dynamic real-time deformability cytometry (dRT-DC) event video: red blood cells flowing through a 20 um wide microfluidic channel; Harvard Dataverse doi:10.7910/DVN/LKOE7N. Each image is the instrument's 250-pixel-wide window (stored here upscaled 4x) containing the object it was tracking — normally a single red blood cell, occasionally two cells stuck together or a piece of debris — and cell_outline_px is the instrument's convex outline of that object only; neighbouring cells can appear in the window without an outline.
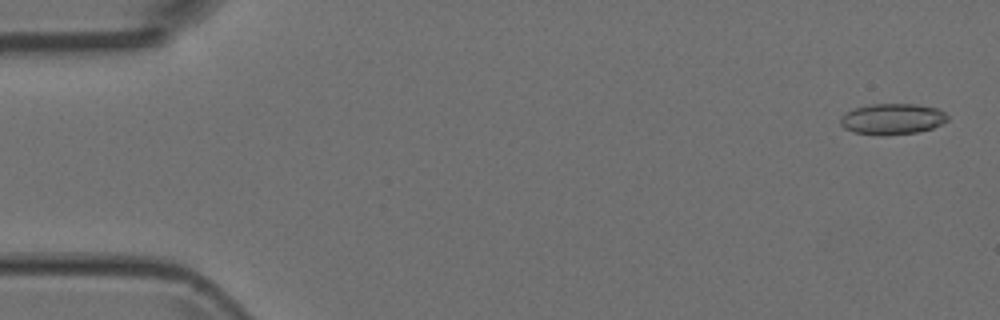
{"species": "Egyptian fruit bat (a non-hibernating species)", "species_latin": "Rousettus aegyptiacus", "temperature_condition": "room temperature", "stored_images_in_passage": 4, "camera_frame_rate_fps": 3000, "um_per_image_px": 0.085, "animal": {"sex": "female"}, "frame": {"image": 1, "passage_image": 1, "time_ms": 0.0, "image_size_px": [1000, 320], "cell_outline_px": [[948, 120], [932, 128], [916, 132], [888, 136], [880, 136], [852, 132], [844, 128], [840, 124], [840, 116], [856, 108], [872, 104], [916, 104], [936, 108], [944, 112], [948, 116]], "centroid_in_image_um": [75.83, 10.13], "position_along_channel_um": 9.2, "area_um2": 19.36}}
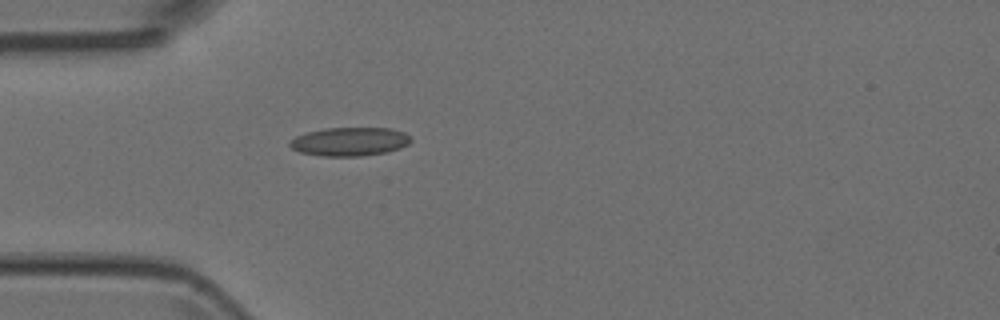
{"frame": {"image": 2, "passage_image": 4, "time_ms": 1.0, "image_size_px": [1000, 320], "cell_outline_px": [[412, 140], [408, 144], [400, 148], [388, 152], [360, 156], [320, 156], [300, 152], [292, 148], [288, 144], [288, 140], [296, 136], [308, 132], [328, 128], [388, 128], [404, 132], [412, 136]], "centroid_in_image_um": [29.73, 12.04], "position_along_channel_um": 55.3, "area_um2": 20.29}}